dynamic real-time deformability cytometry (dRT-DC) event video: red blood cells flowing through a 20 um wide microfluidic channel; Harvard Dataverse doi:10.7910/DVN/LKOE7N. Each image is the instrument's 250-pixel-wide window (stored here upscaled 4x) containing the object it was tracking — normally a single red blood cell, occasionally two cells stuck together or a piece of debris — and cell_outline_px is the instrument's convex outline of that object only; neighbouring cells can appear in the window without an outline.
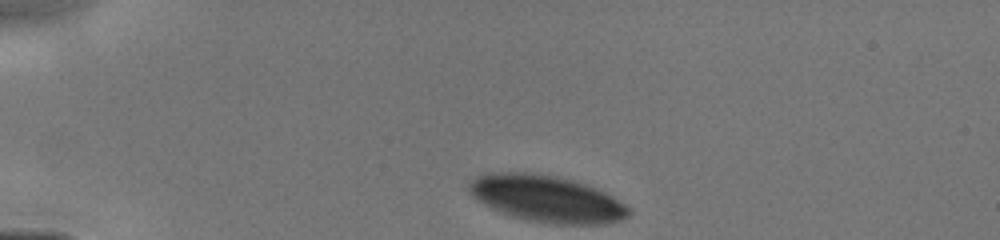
{"species": "human", "species_latin": "Homo sapiens", "temperature_condition": "cold", "stored_images_in_passage": 28, "camera_frame_rate_fps": 3000, "um_per_image_px": 0.085, "donor": {"sex": "male"}, "frame": {"image": 1, "passage_image": 1, "time_ms": 0.0, "image_size_px": [1000, 240], "cell_outline_px": [[632, 212], [628, 216], [620, 220], [604, 224], [552, 224], [528, 220], [512, 216], [500, 212], [476, 200], [468, 192], [468, 184], [476, 176], [484, 172], [528, 172], [552, 176], [572, 180], [596, 188], [612, 196], [632, 208]], "centroid_in_image_um": [46.45, 16.89], "position_along_channel_um": 38.6, "area_um2": 43.58}}
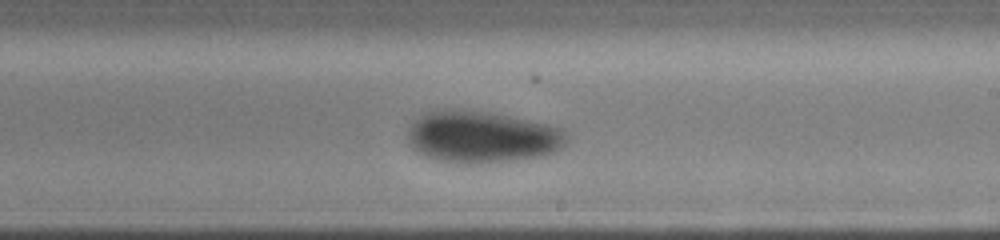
{"frame": {"image": 2, "passage_image": 17, "time_ms": 6.0, "image_size_px": [1000, 240], "cell_outline_px": [[568, 140], [556, 152], [544, 156], [508, 160], [436, 160], [424, 156], [416, 152], [408, 144], [408, 128], [412, 120], [424, 112], [432, 108], [464, 108], [492, 112], [548, 124], [564, 128], [568, 136]], "centroid_in_image_um": [40.93, 11.55], "position_along_channel_um": 248.1, "area_um2": 48.15}}
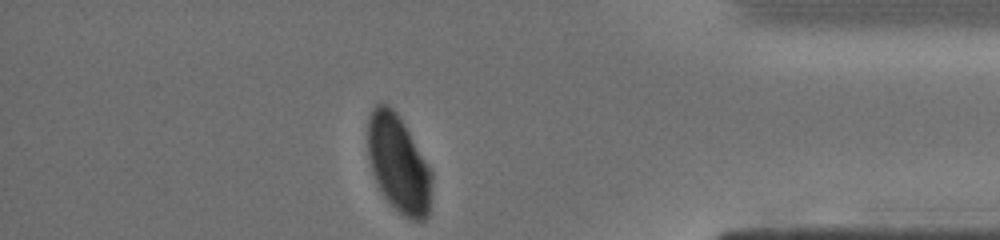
{"frame": {"image": 3, "passage_image": 28, "time_ms": 10.0, "image_size_px": [1000, 240], "cell_outline_px": [[432, 180], [428, 216], [424, 220], [408, 220], [384, 196], [376, 184], [372, 172], [368, 156], [368, 116], [372, 108], [376, 104], [388, 104], [400, 116], [432, 172]], "centroid_in_image_um": [33.86, 13.92], "position_along_channel_um": 401.3, "area_um2": 36.24}}